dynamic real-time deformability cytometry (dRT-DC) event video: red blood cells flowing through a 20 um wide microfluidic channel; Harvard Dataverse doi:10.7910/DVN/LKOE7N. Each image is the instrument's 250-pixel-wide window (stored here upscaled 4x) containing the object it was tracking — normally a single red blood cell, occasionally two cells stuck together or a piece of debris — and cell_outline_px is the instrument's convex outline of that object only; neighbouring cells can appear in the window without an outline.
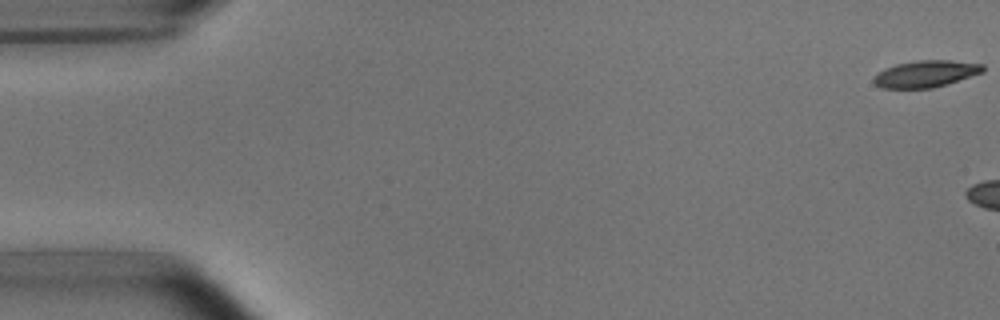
{"species": "common noctule bat (a hibernating species)", "species_latin": "Nyctalus noctula", "temperature_condition": "room temperature", "stored_images_in_passage": 6, "camera_frame_rate_fps": 3000, "um_per_image_px": 0.085, "animal": {"sex": "male", "body_mass_g": 15.6}, "frame": {"image": 1, "passage_image": 1, "time_ms": 0.0, "image_size_px": [1000, 320], "cell_outline_px": [[984, 72], [932, 88], [884, 88], [876, 84], [872, 80], [884, 68], [896, 64], [916, 60], [948, 60], [984, 64]], "centroid_in_image_um": [78.7, 6.26], "position_along_channel_um": 6.3, "area_um2": 16.82}}